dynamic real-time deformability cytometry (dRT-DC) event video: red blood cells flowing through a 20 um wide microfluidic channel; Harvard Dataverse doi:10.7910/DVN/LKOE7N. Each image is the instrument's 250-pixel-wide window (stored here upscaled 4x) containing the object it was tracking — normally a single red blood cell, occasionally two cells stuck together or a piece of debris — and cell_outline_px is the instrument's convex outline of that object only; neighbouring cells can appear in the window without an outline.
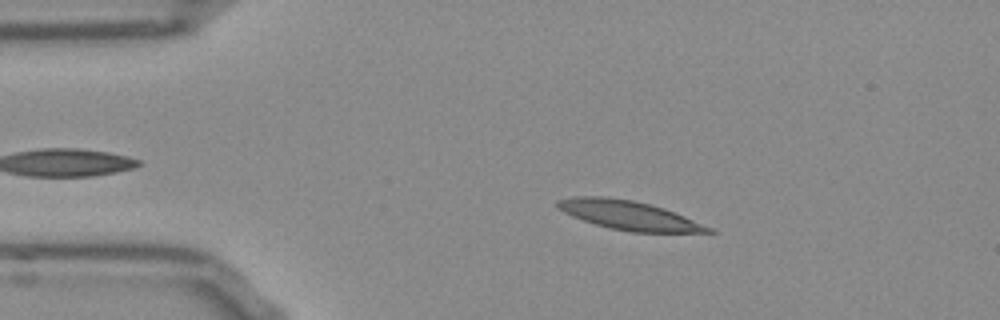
{"species": "Egyptian fruit bat (a non-hibernating species)", "species_latin": "Rousettus aegyptiacus", "temperature_condition": "room temperature", "stored_images_in_passage": 46, "camera_frame_rate_fps": 3000, "um_per_image_px": 0.085, "frame": {"image": 1, "passage_image": 9, "time_ms": 2.667, "image_size_px": [1000, 320], "cell_outline_px": [[716, 232], [632, 232], [612, 228], [596, 224], [572, 216], [564, 212], [556, 204], [556, 200], [576, 196], [600, 196], [632, 200], [664, 208], [684, 216], [712, 228]], "centroid_in_image_um": [53.44, 18.29], "position_along_channel_um": 31.6, "area_um2": 24.97}}
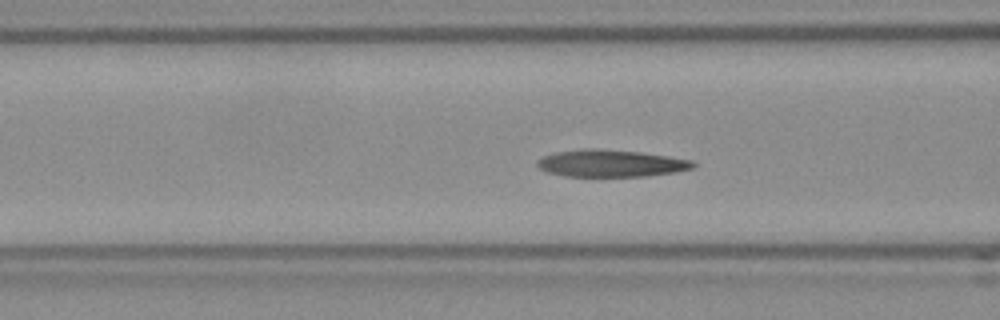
{"frame": {"image": 2, "passage_image": 19, "time_ms": 6.0, "image_size_px": [1000, 320], "cell_outline_px": [[696, 164], [692, 168], [676, 172], [648, 176], [564, 176], [548, 172], [540, 168], [536, 164], [536, 160], [552, 152], [588, 148], [596, 148], [636, 152], [668, 156], [692, 160]], "centroid_in_image_um": [51.9, 13.88], "position_along_channel_um": 114.7, "area_um2": 24.57}}
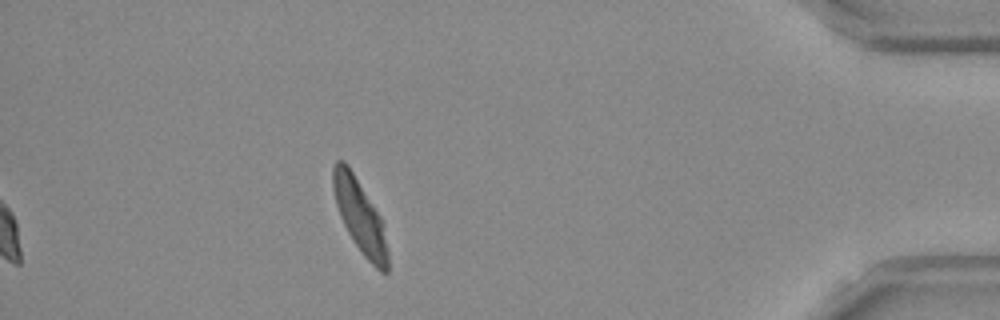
{"frame": {"image": 3, "passage_image": 46, "time_ms": 15.0, "image_size_px": [1000, 320], "cell_outline_px": [[388, 272], [380, 272], [364, 256], [348, 232], [340, 216], [336, 204], [332, 184], [332, 168], [336, 160], [344, 160], [348, 164], [384, 220], [388, 252]], "centroid_in_image_um": [30.61, 18.35], "position_along_channel_um": 404.6, "area_um2": 23.64}, "authors_computed_cell_mechanics": {"area_um2": 24.5939, "velocity_mm_per_s": 3.804, "shape_relaxation_time_tau1_ms": 8.6114, "shape_relaxation_time_tau2_ms": 1.7804, "deformation_change_tau1": 0.249, "deformation_change_tau2": 0.0826}}